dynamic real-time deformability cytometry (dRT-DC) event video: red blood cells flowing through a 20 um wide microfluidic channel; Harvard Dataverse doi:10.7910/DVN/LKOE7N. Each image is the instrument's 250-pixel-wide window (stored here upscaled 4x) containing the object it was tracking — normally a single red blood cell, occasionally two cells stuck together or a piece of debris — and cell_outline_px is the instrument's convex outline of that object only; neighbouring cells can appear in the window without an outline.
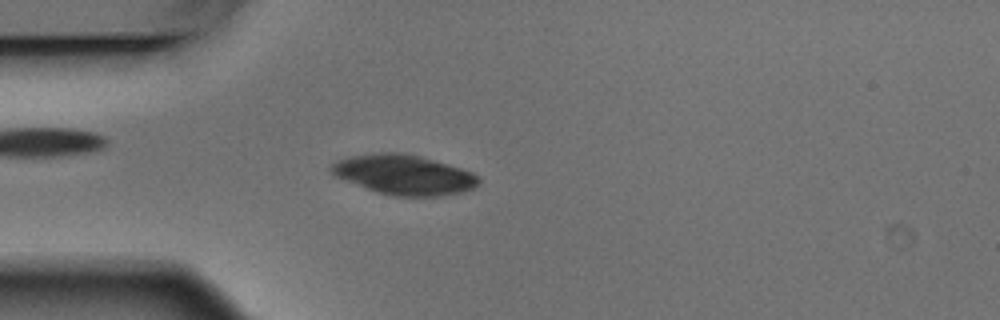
{"species": "Egyptian fruit bat (a non-hibernating species)", "species_latin": "Rousettus aegyptiacus", "temperature_condition": "warm", "stored_images_in_passage": 3, "camera_frame_rate_fps": 3000, "um_per_image_px": 0.085, "animal": {"sex": "male"}, "frame": {"image": 1, "passage_image": 3, "time_ms": 0.667, "image_size_px": [1000, 320], "cell_outline_px": [[480, 184], [476, 188], [464, 192], [440, 196], [396, 196], [376, 192], [332, 176], [328, 168], [328, 164], [336, 160], [352, 156], [372, 152], [404, 152], [420, 156], [460, 168], [472, 172], [480, 176]], "centroid_in_image_um": [34.3, 14.85], "position_along_channel_um": 50.7, "area_um2": 34.85}}